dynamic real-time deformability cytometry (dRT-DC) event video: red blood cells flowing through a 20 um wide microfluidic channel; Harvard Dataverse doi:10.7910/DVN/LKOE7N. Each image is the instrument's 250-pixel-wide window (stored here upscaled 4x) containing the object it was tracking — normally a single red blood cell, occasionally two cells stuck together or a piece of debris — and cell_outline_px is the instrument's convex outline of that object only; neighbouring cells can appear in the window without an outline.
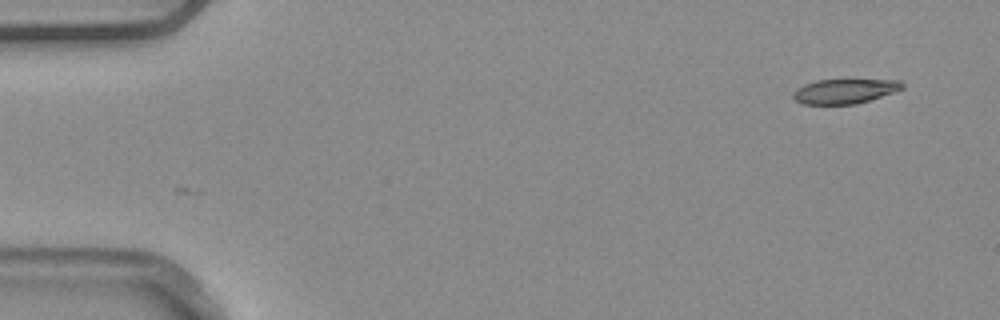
{"species": "common noctule bat (a hibernating species)", "species_latin": "Nyctalus noctula", "temperature_condition": "warm", "stored_images_in_passage": 2, "camera_frame_rate_fps": 3000, "um_per_image_px": 0.085, "animal": {"sex": "male", "body_mass_g": 20.4}, "frame": {"image": 1, "passage_image": 2, "time_ms": 0.333, "image_size_px": [1000, 320], "cell_outline_px": [[904, 88], [856, 104], [800, 104], [792, 96], [792, 92], [796, 88], [804, 84], [816, 80], [900, 80], [904, 84]], "centroid_in_image_um": [71.74, 7.75], "position_along_channel_um": 13.3, "area_um2": 15.55}}